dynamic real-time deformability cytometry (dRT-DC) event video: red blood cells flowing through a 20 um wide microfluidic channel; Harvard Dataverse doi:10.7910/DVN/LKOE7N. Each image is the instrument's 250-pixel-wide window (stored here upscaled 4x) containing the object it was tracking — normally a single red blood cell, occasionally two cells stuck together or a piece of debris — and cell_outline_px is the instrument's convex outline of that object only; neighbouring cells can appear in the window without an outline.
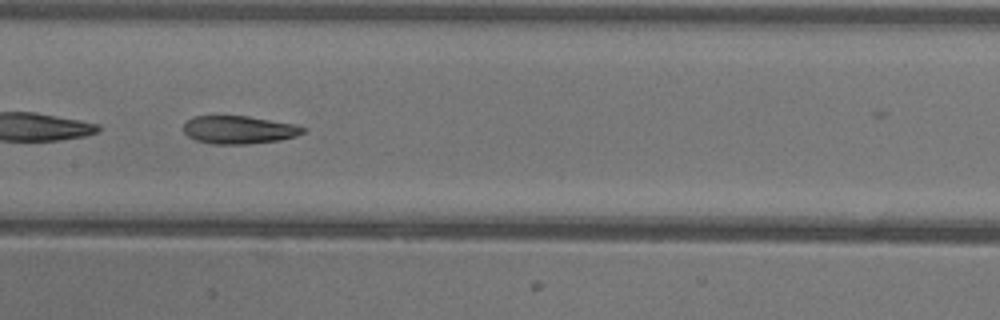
{"species": "common noctule bat (a hibernating species)", "species_latin": "Nyctalus noctula", "temperature_condition": "warm", "stored_images_in_passage": 40, "camera_frame_rate_fps": 3000, "um_per_image_px": 0.085, "animal": {"sex": "female"}, "frame": {"image": 1, "passage_image": 23, "time_ms": 7.333, "image_size_px": [1000, 320], "cell_outline_px": [[308, 128], [304, 132], [296, 136], [280, 140], [248, 144], [212, 144], [196, 140], [188, 136], [184, 132], [184, 124], [192, 116], [248, 116], [296, 124]], "centroid_in_image_um": [20.34, 11.03], "position_along_channel_um": 187.1, "area_um2": 19.59}}